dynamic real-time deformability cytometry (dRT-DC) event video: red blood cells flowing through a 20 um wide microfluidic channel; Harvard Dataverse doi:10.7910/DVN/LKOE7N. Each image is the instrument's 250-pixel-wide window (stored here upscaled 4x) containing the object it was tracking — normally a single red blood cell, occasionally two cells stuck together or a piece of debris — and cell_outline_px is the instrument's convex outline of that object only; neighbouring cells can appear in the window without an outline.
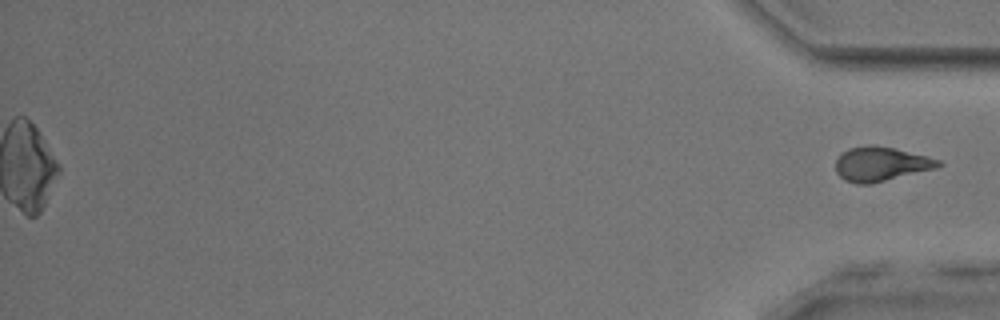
{"species": "common noctule bat (a hibernating species)", "species_latin": "Nyctalus noctula", "temperature_condition": "room temperature", "stored_images_in_passage": 53, "segment_of_instrument_passage": [2, 2], "camera_frame_rate_fps": 3000, "um_per_image_px": 0.085, "animal": {"sex": "male", "body_mass_g": 17.9, "forearm_length_mm": 54.2}, "frame": {"image": 1, "passage_image": 53, "time_ms": 17.333, "image_size_px": [1000, 320], "cell_outline_px": [[944, 164], [936, 168], [872, 184], [856, 184], [844, 180], [836, 172], [836, 160], [848, 148], [868, 144], [872, 144], [896, 148], [928, 156], [940, 160]], "centroid_in_image_um": [74.89, 13.93], "position_along_channel_um": 360.3, "area_um2": 20.75}}